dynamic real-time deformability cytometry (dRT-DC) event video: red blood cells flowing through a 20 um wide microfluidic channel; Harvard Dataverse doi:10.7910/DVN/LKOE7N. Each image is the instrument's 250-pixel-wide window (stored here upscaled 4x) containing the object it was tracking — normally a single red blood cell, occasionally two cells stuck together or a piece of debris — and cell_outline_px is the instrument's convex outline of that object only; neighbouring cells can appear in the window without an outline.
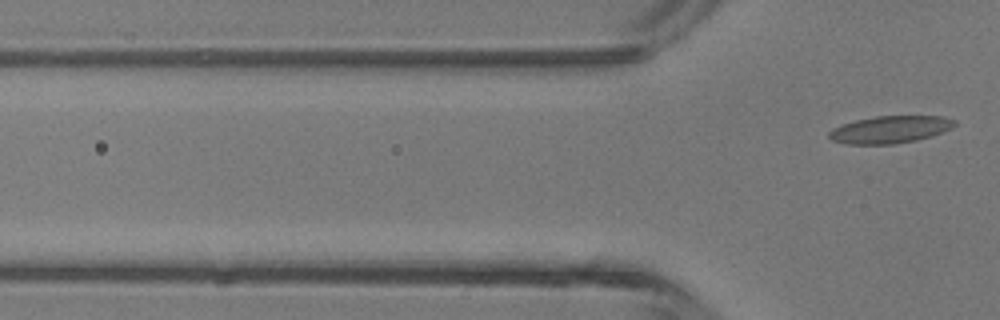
{"species": "common noctule bat (a hibernating species)", "species_latin": "Nyctalus noctula", "temperature_condition": "room temperature", "stored_images_in_passage": 3, "camera_frame_rate_fps": 3000, "um_per_image_px": 0.085, "animal": {"sex": "male", "body_mass_g": 13.3}, "frame": {"image": 1, "passage_image": 3, "time_ms": 2.333, "image_size_px": [1000, 320], "cell_outline_px": [[956, 124], [952, 128], [932, 136], [916, 140], [892, 144], [844, 144], [832, 140], [828, 136], [828, 132], [832, 128], [856, 120], [876, 116], [940, 116], [956, 120]], "centroid_in_image_um": [75.65, 11.01], "position_along_channel_um": 50.1, "area_um2": 19.94}}